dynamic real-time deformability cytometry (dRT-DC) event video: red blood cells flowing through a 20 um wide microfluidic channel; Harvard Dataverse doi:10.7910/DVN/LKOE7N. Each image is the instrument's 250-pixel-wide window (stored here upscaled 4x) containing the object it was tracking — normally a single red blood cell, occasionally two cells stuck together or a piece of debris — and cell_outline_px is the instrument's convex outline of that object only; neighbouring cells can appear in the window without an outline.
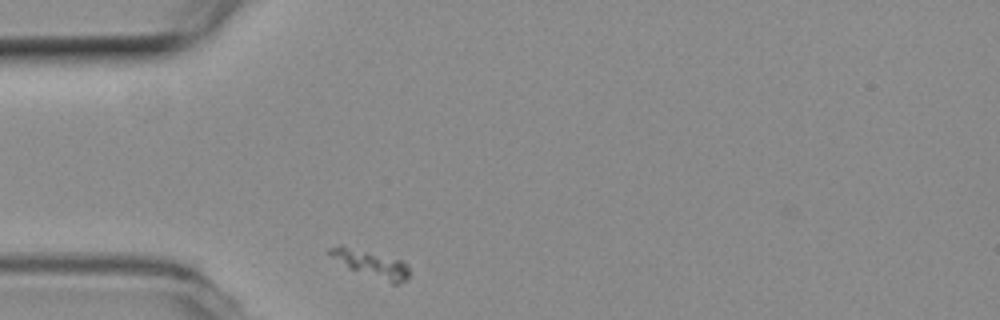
{"species": "common noctule bat (a hibernating species)", "species_latin": "Nyctalus noctula", "temperature_condition": "room temperature", "stored_images_in_passage": 30, "camera_frame_rate_fps": 3000, "um_per_image_px": 0.085, "animal": {"sex": "female", "body_mass_g": 19.3, "forearm_length_mm": 54.1}, "frame": {"image": 1, "passage_image": 1, "time_ms": 0.0, "image_size_px": [1000, 320], "cell_outline_px": [[408, 276], [404, 280], [396, 284], [392, 284], [348, 268], [332, 256], [328, 252], [328, 248], [340, 244], [404, 260], [408, 264]], "centroid_in_image_um": [31.56, 22.4], "position_along_channel_um": 53.4, "area_um2": 12.48}}
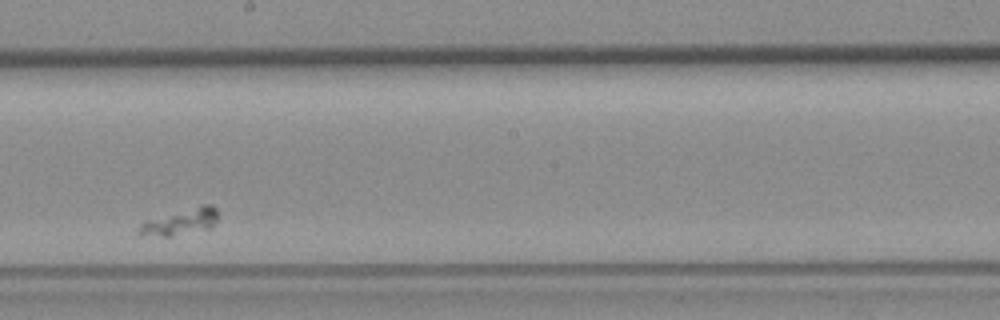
{"frame": {"image": 2, "passage_image": 18, "time_ms": 5.667, "image_size_px": [1000, 320], "cell_outline_px": [[216, 220], [212, 228], [168, 236], [140, 236], [136, 232], [136, 228], [140, 224], [148, 220], [200, 204], [212, 204], [216, 208]], "centroid_in_image_um": [15.31, 18.86], "position_along_channel_um": 232.9, "area_um2": 12.08}}
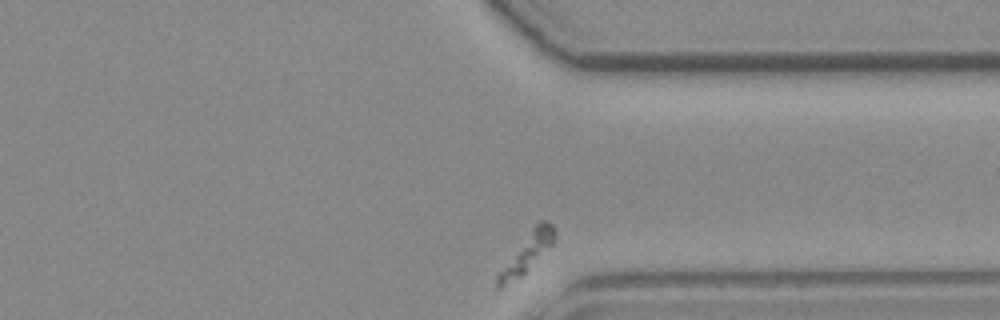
{"frame": {"image": 3, "passage_image": 30, "time_ms": 9.667, "image_size_px": [1000, 320], "cell_outline_px": [[556, 236], [552, 244], [520, 276], [500, 288], [496, 288], [496, 276], [532, 228], [540, 220], [544, 220], [552, 224], [556, 232]], "centroid_in_image_um": [44.81, 21.47], "position_along_channel_um": 366.6, "area_um2": 11.85}}